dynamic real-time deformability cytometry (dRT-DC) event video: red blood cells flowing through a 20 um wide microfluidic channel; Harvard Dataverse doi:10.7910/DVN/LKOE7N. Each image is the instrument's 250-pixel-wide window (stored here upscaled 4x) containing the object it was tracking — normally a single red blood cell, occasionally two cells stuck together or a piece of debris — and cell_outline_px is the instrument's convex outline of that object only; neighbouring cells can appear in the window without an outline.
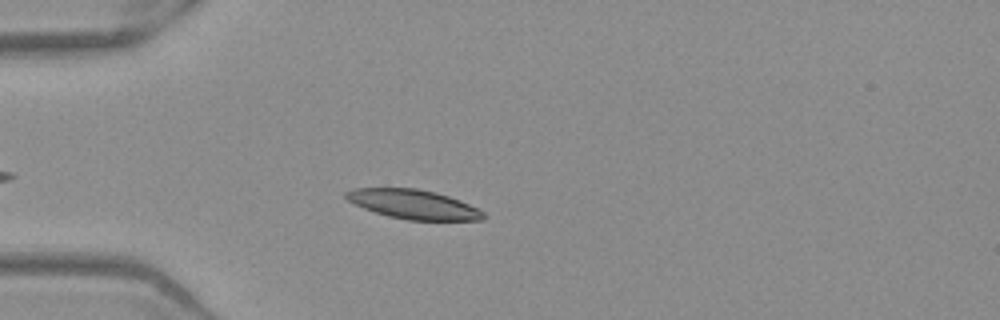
{"species": "Egyptian fruit bat (a non-hibernating species)", "species_latin": "Rousettus aegyptiacus", "temperature_condition": "warm", "stored_images_in_passage": 32, "camera_frame_rate_fps": 3000, "um_per_image_px": 0.085, "frame": {"image": 1, "passage_image": 6, "time_ms": 1.667, "image_size_px": [1000, 320], "cell_outline_px": [[484, 220], [408, 220], [388, 216], [364, 208], [348, 200], [344, 196], [344, 192], [352, 188], [416, 188], [436, 192], [460, 200], [484, 212]], "centroid_in_image_um": [35.12, 17.36], "position_along_channel_um": 49.9, "area_um2": 23.29}}
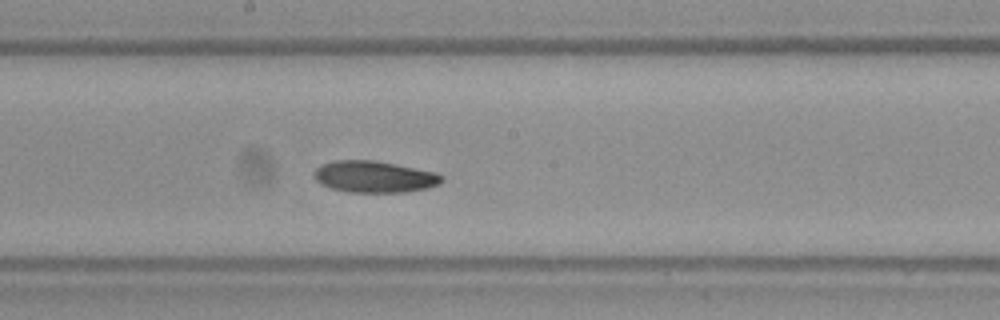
{"frame": {"image": 2, "passage_image": 20, "time_ms": 6.333, "image_size_px": [1000, 320], "cell_outline_px": [[444, 180], [440, 184], [428, 188], [408, 192], [348, 192], [332, 188], [320, 184], [316, 180], [312, 172], [320, 164], [332, 160], [372, 160], [396, 164], [436, 172], [444, 176]], "centroid_in_image_um": [31.82, 15.02], "position_along_channel_um": 216.4, "area_um2": 23.81}}
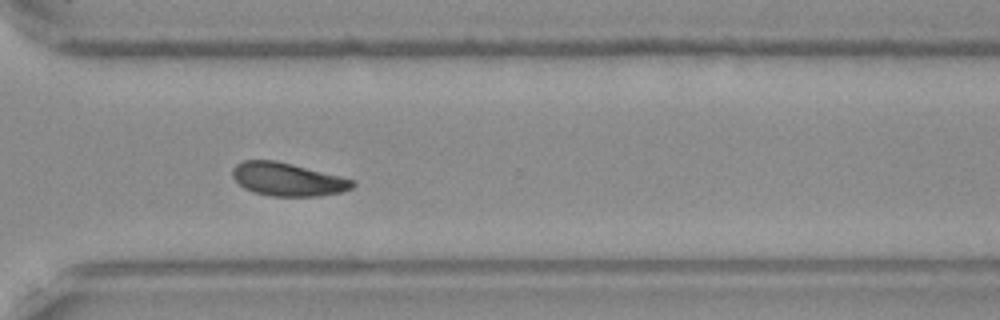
{"frame": {"image": 3, "passage_image": 30, "time_ms": 9.667, "image_size_px": [1000, 320], "cell_outline_px": [[356, 184], [352, 188], [344, 192], [320, 196], [268, 196], [252, 192], [244, 188], [232, 176], [232, 168], [236, 164], [244, 160], [276, 160], [340, 176], [352, 180]], "centroid_in_image_um": [24.44, 15.25], "position_along_channel_um": 346.2, "area_um2": 23.29}, "authors_computed_cell_mechanics": {"area_um2": 23.7269, "velocity_mm_per_s": 3.8871, "shape_relaxation_time_tau1_ms": null, "shape_relaxation_time_tau2_ms": 6.2192, "deformation_change_tau1": null, "deformation_change_tau2": 0.1165}}